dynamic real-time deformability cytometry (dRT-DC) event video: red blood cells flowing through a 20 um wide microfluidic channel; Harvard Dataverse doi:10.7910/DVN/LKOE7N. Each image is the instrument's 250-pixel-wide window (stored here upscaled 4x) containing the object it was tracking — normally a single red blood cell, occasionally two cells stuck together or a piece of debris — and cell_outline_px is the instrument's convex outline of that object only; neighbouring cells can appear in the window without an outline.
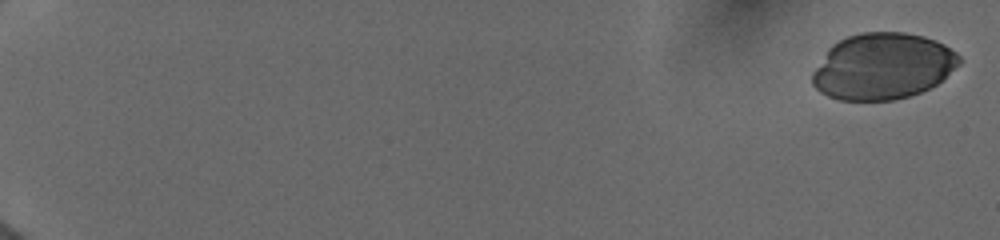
{"species": "human", "species_latin": "Homo sapiens", "temperature_condition": "cold", "stored_images_in_passage": 8, "camera_frame_rate_fps": 3000, "um_per_image_px": 0.085, "donor": {"sex": "female"}, "frame": {"image": 1, "passage_image": 1, "time_ms": 0.0, "image_size_px": [1000, 240], "cell_outline_px": [[960, 64], [936, 84], [920, 92], [908, 96], [892, 100], [840, 100], [828, 96], [820, 92], [812, 84], [812, 72], [828, 48], [832, 44], [848, 36], [860, 32], [904, 32], [924, 36], [936, 40], [944, 44], [956, 52], [960, 56]], "centroid_in_image_um": [75.02, 5.62], "position_along_channel_um": 10.0, "area_um2": 56.7}}
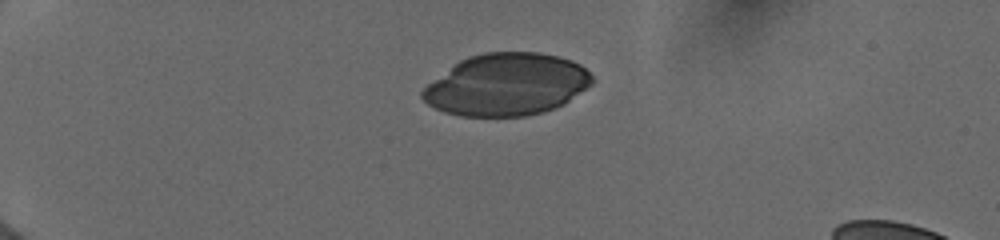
{"frame": {"image": 2, "passage_image": 5, "time_ms": 4.667, "image_size_px": [1000, 240], "cell_outline_px": [[592, 84], [564, 104], [556, 108], [544, 112], [524, 116], [460, 116], [444, 112], [428, 104], [420, 96], [420, 92], [428, 84], [460, 60], [468, 56], [484, 52], [540, 52], [572, 60], [580, 64], [592, 76]], "centroid_in_image_um": [43.06, 7.19], "position_along_channel_um": 41.9, "area_um2": 61.27}}